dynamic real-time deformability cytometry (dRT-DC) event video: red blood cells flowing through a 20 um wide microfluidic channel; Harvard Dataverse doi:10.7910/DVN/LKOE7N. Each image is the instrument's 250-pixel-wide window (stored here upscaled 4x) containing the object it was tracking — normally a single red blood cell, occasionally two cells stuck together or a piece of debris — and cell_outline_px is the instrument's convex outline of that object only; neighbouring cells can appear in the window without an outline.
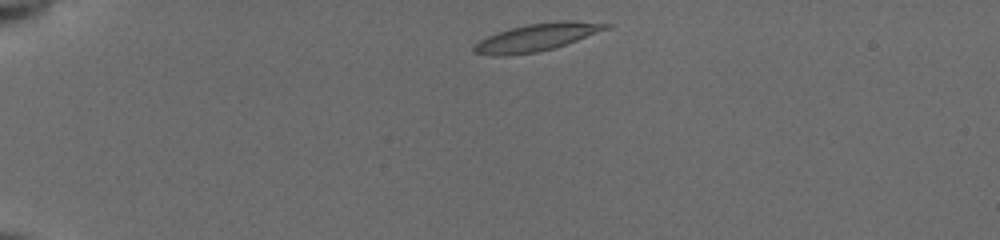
{"species": "common noctule bat (a hibernating species)", "species_latin": "Nyctalus noctula", "temperature_condition": "cold", "stored_images_in_passage": 43, "camera_frame_rate_fps": 3000, "um_per_image_px": 0.085, "animal": {"sex": "female", "body_mass_g": 19.5, "forearm_length_mm": 54.1}, "frame": {"image": 1, "passage_image": 2, "time_ms": 0.333, "image_size_px": [1000, 240], "cell_outline_px": [[612, 24], [608, 28], [576, 40], [552, 48], [536, 52], [508, 56], [492, 56], [472, 52], [472, 48], [480, 40], [496, 32], [528, 24], [556, 20], [572, 20]], "centroid_in_image_um": [45.57, 3.17], "position_along_channel_um": 39.4, "area_um2": 20.92}}
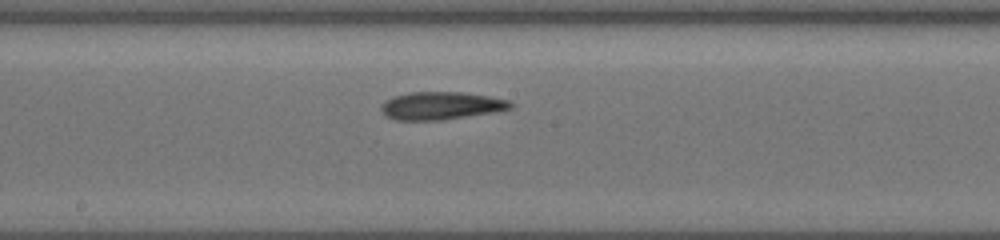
{"frame": {"image": 2, "passage_image": 20, "time_ms": 6.333, "image_size_px": [1000, 240], "cell_outline_px": [[516, 104], [512, 108], [492, 112], [440, 120], [396, 120], [384, 116], [380, 112], [380, 104], [384, 100], [392, 96], [408, 92], [464, 92], [488, 96], [508, 100]], "centroid_in_image_um": [37.42, 8.98], "position_along_channel_um": 210.8, "area_um2": 21.15}}
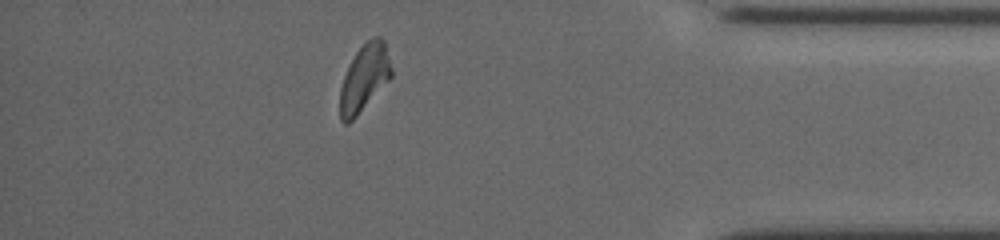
{"frame": {"image": 3, "passage_image": 37, "time_ms": 12.0, "image_size_px": [1000, 240], "cell_outline_px": [[392, 76], [356, 116], [348, 124], [344, 124], [340, 120], [340, 88], [344, 76], [356, 52], [372, 36], [380, 36], [384, 40], [392, 68]], "centroid_in_image_um": [30.97, 6.62], "position_along_channel_um": 404.2, "area_um2": 19.71}, "authors_computed_cell_mechanics": {"area_um2": 20.4034, "velocity_mm_per_s": 3.901, "shape_relaxation_time_tau1_ms": 3.0212, "shape_relaxation_time_tau2_ms": 3.6671, "deformation_change_tau1": 0.135, "deformation_change_tau2": 0.107}}